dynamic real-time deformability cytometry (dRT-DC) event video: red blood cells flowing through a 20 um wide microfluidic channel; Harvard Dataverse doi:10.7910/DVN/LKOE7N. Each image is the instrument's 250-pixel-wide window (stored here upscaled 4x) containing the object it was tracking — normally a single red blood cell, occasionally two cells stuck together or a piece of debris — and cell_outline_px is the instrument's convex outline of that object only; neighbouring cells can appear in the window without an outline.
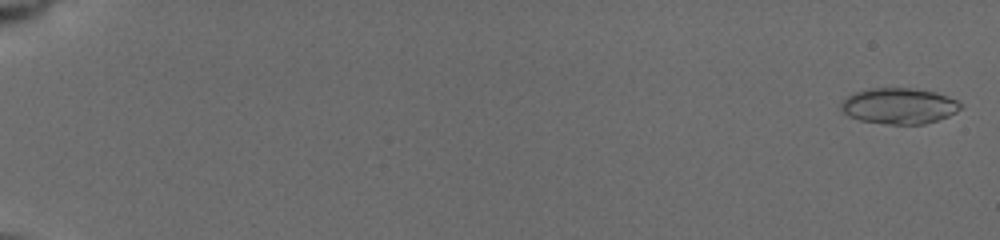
{"species": "common noctule bat (a hibernating species)", "species_latin": "Nyctalus noctula", "temperature_condition": "cold", "stored_images_in_passage": 24, "segment_of_instrument_passage": [1, 2], "camera_frame_rate_fps": 3000, "um_per_image_px": 0.085, "animal": {"sex": "female", "body_mass_g": 19.5, "forearm_length_mm": 54.1}, "frame": {"image": 1, "passage_image": 1, "time_ms": 0.0, "image_size_px": [1000, 240], "cell_outline_px": [[964, 104], [956, 112], [948, 116], [924, 124], [884, 124], [860, 120], [848, 116], [840, 108], [840, 104], [848, 96], [856, 92], [872, 88], [912, 88], [936, 92], [948, 96]], "centroid_in_image_um": [76.43, 9.0], "position_along_channel_um": 8.6, "area_um2": 24.97}}
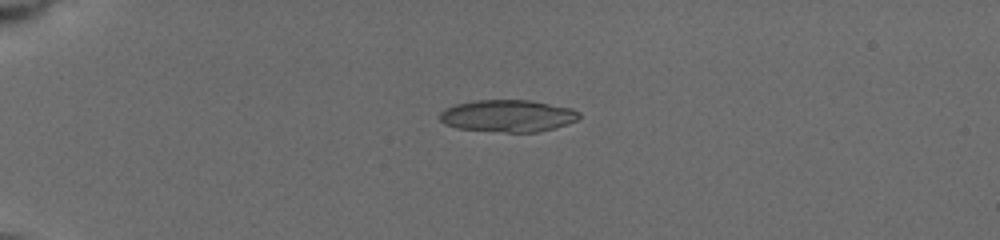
{"frame": {"image": 2, "passage_image": 10, "time_ms": 4.667, "image_size_px": [1000, 240], "cell_outline_px": [[580, 116], [576, 120], [568, 124], [536, 132], [504, 132], [456, 128], [444, 124], [440, 120], [440, 112], [444, 108], [456, 104], [472, 100], [532, 100], [572, 108], [580, 112]], "centroid_in_image_um": [43.15, 9.84], "position_along_channel_um": 41.9, "area_um2": 26.18}}